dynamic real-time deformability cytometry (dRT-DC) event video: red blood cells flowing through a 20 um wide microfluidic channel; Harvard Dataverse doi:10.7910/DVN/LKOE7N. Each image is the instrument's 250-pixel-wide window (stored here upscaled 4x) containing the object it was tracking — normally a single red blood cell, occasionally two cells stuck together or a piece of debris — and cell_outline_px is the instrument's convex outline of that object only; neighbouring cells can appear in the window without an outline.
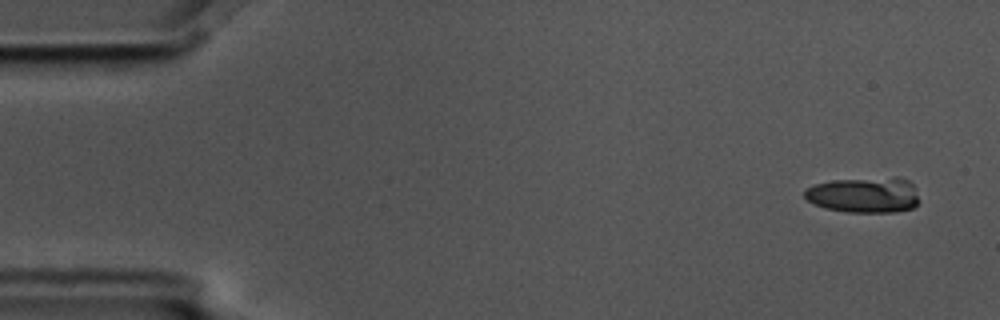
{"species": "common noctule bat (a hibernating species)", "species_latin": "Nyctalus noctula", "temperature_condition": "cold", "stored_images_in_passage": 5, "camera_frame_rate_fps": 3000, "um_per_image_px": 0.085, "animal": {"sex": "male", "body_mass_g": 17.5, "forearm_length_mm": 52.3}, "frame": {"image": 1, "passage_image": 1, "time_ms": 0.0, "image_size_px": [1000, 320], "cell_outline_px": [[920, 200], [912, 208], [896, 212], [848, 212], [824, 208], [808, 200], [804, 196], [804, 188], [812, 184], [832, 180], [896, 176], [900, 176], [908, 180], [912, 184]], "centroid_in_image_um": [73.45, 16.55], "position_along_channel_um": 11.5, "area_um2": 24.22}}